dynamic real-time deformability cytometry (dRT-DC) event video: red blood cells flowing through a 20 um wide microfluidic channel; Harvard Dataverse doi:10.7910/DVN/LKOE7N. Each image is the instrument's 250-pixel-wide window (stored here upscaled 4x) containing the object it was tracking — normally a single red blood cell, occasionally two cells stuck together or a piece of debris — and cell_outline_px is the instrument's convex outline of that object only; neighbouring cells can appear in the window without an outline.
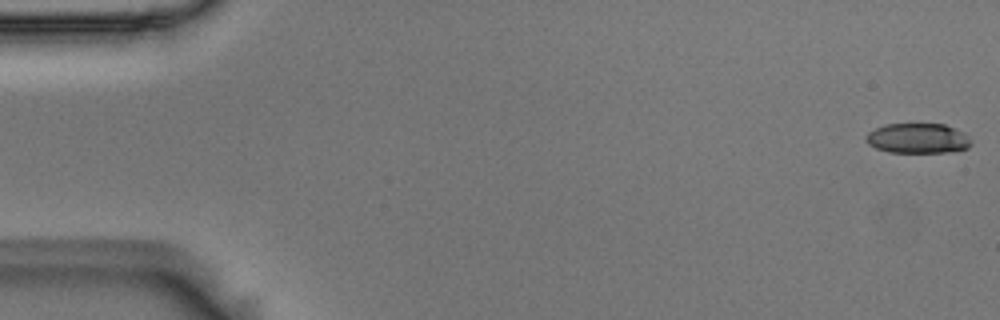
{"species": "Egyptian fruit bat (a non-hibernating species)", "species_latin": "Rousettus aegyptiacus", "temperature_condition": "room temperature", "stored_images_in_passage": 55, "camera_frame_rate_fps": 3000, "um_per_image_px": 0.085, "animal": {"sex": "male"}, "frame": {"image": 1, "passage_image": 1, "time_ms": 0.0, "image_size_px": [1000, 320], "cell_outline_px": [[972, 144], [968, 148], [956, 152], [888, 152], [876, 148], [868, 144], [864, 140], [864, 136], [868, 132], [884, 124], [944, 124], [964, 132], [972, 140]], "centroid_in_image_um": [78.02, 11.76], "position_along_channel_um": 7.0, "area_um2": 18.67}}
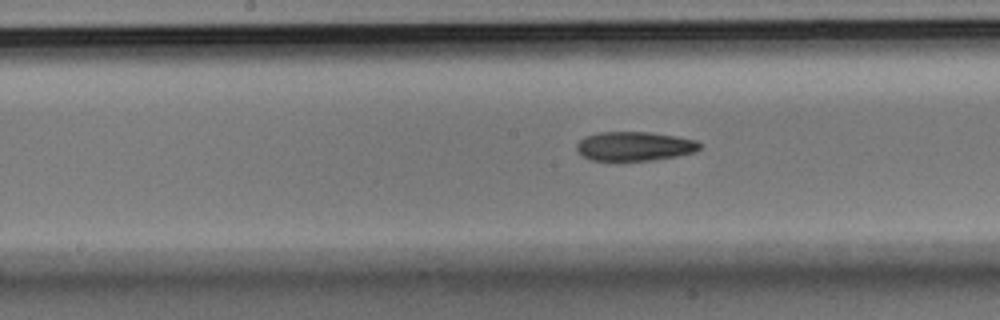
{"frame": {"image": 2, "passage_image": 28, "time_ms": 9.0, "image_size_px": [1000, 320], "cell_outline_px": [[700, 148], [696, 152], [676, 156], [652, 160], [592, 160], [584, 156], [576, 148], [576, 144], [584, 136], [600, 132], [648, 132], [676, 136], [696, 140], [700, 144]], "centroid_in_image_um": [53.94, 12.42], "position_along_channel_um": 194.3, "area_um2": 20.75}}
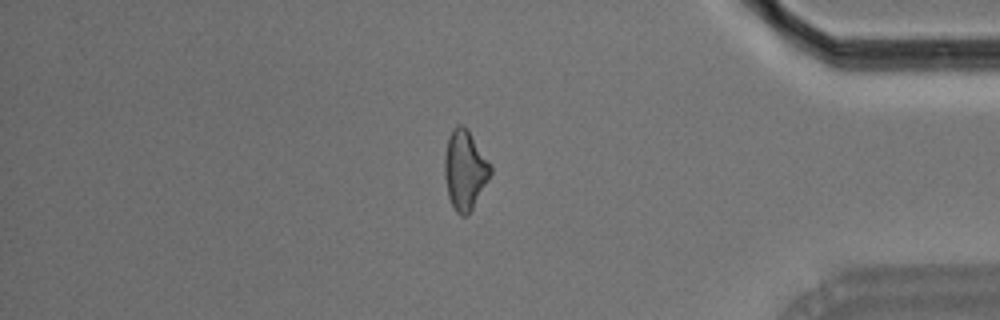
{"frame": {"image": 3, "passage_image": 47, "time_ms": 15.333, "image_size_px": [1000, 320], "cell_outline_px": [[492, 172], [488, 180], [472, 208], [464, 216], [460, 216], [456, 212], [448, 196], [444, 172], [444, 156], [448, 140], [452, 128], [456, 124], [464, 124], [468, 128], [492, 164]], "centroid_in_image_um": [39.52, 14.38], "position_along_channel_um": 395.7, "area_um2": 21.39}, "authors_computed_cell_mechanics": {"area_um2": 20.7502, "velocity_mm_per_s": 3.6451, "shape_relaxation_time_tau1_ms": 7.7634, "shape_relaxation_time_tau2_ms": 5.1156, "deformation_change_tau1": 0.1854, "deformation_change_tau2": 0.1483}}